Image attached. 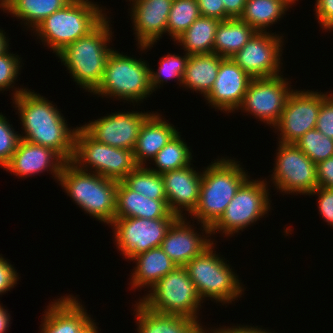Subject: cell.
<instances>
[{
    "label": "cell",
    "instance_id": "obj_18",
    "mask_svg": "<svg viewBox=\"0 0 333 333\" xmlns=\"http://www.w3.org/2000/svg\"><path fill=\"white\" fill-rule=\"evenodd\" d=\"M172 3L173 0H132L130 16L136 31L135 38L142 51L153 47L156 40L167 33Z\"/></svg>",
    "mask_w": 333,
    "mask_h": 333
},
{
    "label": "cell",
    "instance_id": "obj_34",
    "mask_svg": "<svg viewBox=\"0 0 333 333\" xmlns=\"http://www.w3.org/2000/svg\"><path fill=\"white\" fill-rule=\"evenodd\" d=\"M197 0H173L167 33L175 40L200 17Z\"/></svg>",
    "mask_w": 333,
    "mask_h": 333
},
{
    "label": "cell",
    "instance_id": "obj_41",
    "mask_svg": "<svg viewBox=\"0 0 333 333\" xmlns=\"http://www.w3.org/2000/svg\"><path fill=\"white\" fill-rule=\"evenodd\" d=\"M201 16L215 18L220 21L230 19L226 14L222 0H197Z\"/></svg>",
    "mask_w": 333,
    "mask_h": 333
},
{
    "label": "cell",
    "instance_id": "obj_8",
    "mask_svg": "<svg viewBox=\"0 0 333 333\" xmlns=\"http://www.w3.org/2000/svg\"><path fill=\"white\" fill-rule=\"evenodd\" d=\"M149 292L139 299L148 309L198 319L199 307L203 302L185 267L177 266L154 284Z\"/></svg>",
    "mask_w": 333,
    "mask_h": 333
},
{
    "label": "cell",
    "instance_id": "obj_15",
    "mask_svg": "<svg viewBox=\"0 0 333 333\" xmlns=\"http://www.w3.org/2000/svg\"><path fill=\"white\" fill-rule=\"evenodd\" d=\"M283 36L268 32H256L254 36L231 58L251 78L275 77L281 71ZM281 62V63H280Z\"/></svg>",
    "mask_w": 333,
    "mask_h": 333
},
{
    "label": "cell",
    "instance_id": "obj_50",
    "mask_svg": "<svg viewBox=\"0 0 333 333\" xmlns=\"http://www.w3.org/2000/svg\"><path fill=\"white\" fill-rule=\"evenodd\" d=\"M12 1L14 0H0V8L4 10Z\"/></svg>",
    "mask_w": 333,
    "mask_h": 333
},
{
    "label": "cell",
    "instance_id": "obj_12",
    "mask_svg": "<svg viewBox=\"0 0 333 333\" xmlns=\"http://www.w3.org/2000/svg\"><path fill=\"white\" fill-rule=\"evenodd\" d=\"M178 218H115L110 224L115 235V244L125 259L160 247L171 225Z\"/></svg>",
    "mask_w": 333,
    "mask_h": 333
},
{
    "label": "cell",
    "instance_id": "obj_11",
    "mask_svg": "<svg viewBox=\"0 0 333 333\" xmlns=\"http://www.w3.org/2000/svg\"><path fill=\"white\" fill-rule=\"evenodd\" d=\"M271 181L283 193L310 195L317 187L316 164L294 143L278 142Z\"/></svg>",
    "mask_w": 333,
    "mask_h": 333
},
{
    "label": "cell",
    "instance_id": "obj_47",
    "mask_svg": "<svg viewBox=\"0 0 333 333\" xmlns=\"http://www.w3.org/2000/svg\"><path fill=\"white\" fill-rule=\"evenodd\" d=\"M10 314L0 304V333H6L10 324Z\"/></svg>",
    "mask_w": 333,
    "mask_h": 333
},
{
    "label": "cell",
    "instance_id": "obj_14",
    "mask_svg": "<svg viewBox=\"0 0 333 333\" xmlns=\"http://www.w3.org/2000/svg\"><path fill=\"white\" fill-rule=\"evenodd\" d=\"M327 96V93L317 91L293 90L274 125L275 130L281 132L278 142L295 144L306 132L314 129L321 104Z\"/></svg>",
    "mask_w": 333,
    "mask_h": 333
},
{
    "label": "cell",
    "instance_id": "obj_6",
    "mask_svg": "<svg viewBox=\"0 0 333 333\" xmlns=\"http://www.w3.org/2000/svg\"><path fill=\"white\" fill-rule=\"evenodd\" d=\"M211 243L198 256L194 257L184 267L202 300L209 298L220 303H232L240 298L244 288L238 276L227 264L225 258H220ZM214 252V253H213Z\"/></svg>",
    "mask_w": 333,
    "mask_h": 333
},
{
    "label": "cell",
    "instance_id": "obj_7",
    "mask_svg": "<svg viewBox=\"0 0 333 333\" xmlns=\"http://www.w3.org/2000/svg\"><path fill=\"white\" fill-rule=\"evenodd\" d=\"M149 72V63L145 60H137L112 50L102 80L93 95H102V98L113 96L118 100L139 103L153 93Z\"/></svg>",
    "mask_w": 333,
    "mask_h": 333
},
{
    "label": "cell",
    "instance_id": "obj_5",
    "mask_svg": "<svg viewBox=\"0 0 333 333\" xmlns=\"http://www.w3.org/2000/svg\"><path fill=\"white\" fill-rule=\"evenodd\" d=\"M88 0H72L64 8L45 18L34 29L44 45L56 55L70 43L91 32L107 15Z\"/></svg>",
    "mask_w": 333,
    "mask_h": 333
},
{
    "label": "cell",
    "instance_id": "obj_44",
    "mask_svg": "<svg viewBox=\"0 0 333 333\" xmlns=\"http://www.w3.org/2000/svg\"><path fill=\"white\" fill-rule=\"evenodd\" d=\"M318 187L333 189V156L316 165Z\"/></svg>",
    "mask_w": 333,
    "mask_h": 333
},
{
    "label": "cell",
    "instance_id": "obj_48",
    "mask_svg": "<svg viewBox=\"0 0 333 333\" xmlns=\"http://www.w3.org/2000/svg\"><path fill=\"white\" fill-rule=\"evenodd\" d=\"M4 30L0 29V54L5 52L7 49L9 50L8 38L5 36Z\"/></svg>",
    "mask_w": 333,
    "mask_h": 333
},
{
    "label": "cell",
    "instance_id": "obj_22",
    "mask_svg": "<svg viewBox=\"0 0 333 333\" xmlns=\"http://www.w3.org/2000/svg\"><path fill=\"white\" fill-rule=\"evenodd\" d=\"M186 220L185 217H179L171 225L160 245L176 266L180 267H184L214 242L208 238L211 235L201 236V234H197L192 228L193 225H189Z\"/></svg>",
    "mask_w": 333,
    "mask_h": 333
},
{
    "label": "cell",
    "instance_id": "obj_42",
    "mask_svg": "<svg viewBox=\"0 0 333 333\" xmlns=\"http://www.w3.org/2000/svg\"><path fill=\"white\" fill-rule=\"evenodd\" d=\"M0 255V295L16 286L19 279L14 267Z\"/></svg>",
    "mask_w": 333,
    "mask_h": 333
},
{
    "label": "cell",
    "instance_id": "obj_30",
    "mask_svg": "<svg viewBox=\"0 0 333 333\" xmlns=\"http://www.w3.org/2000/svg\"><path fill=\"white\" fill-rule=\"evenodd\" d=\"M220 20L200 16L175 41L189 55L213 53L215 34Z\"/></svg>",
    "mask_w": 333,
    "mask_h": 333
},
{
    "label": "cell",
    "instance_id": "obj_37",
    "mask_svg": "<svg viewBox=\"0 0 333 333\" xmlns=\"http://www.w3.org/2000/svg\"><path fill=\"white\" fill-rule=\"evenodd\" d=\"M17 133L6 116L0 113V167L4 168L16 151L20 141V134Z\"/></svg>",
    "mask_w": 333,
    "mask_h": 333
},
{
    "label": "cell",
    "instance_id": "obj_38",
    "mask_svg": "<svg viewBox=\"0 0 333 333\" xmlns=\"http://www.w3.org/2000/svg\"><path fill=\"white\" fill-rule=\"evenodd\" d=\"M20 60L19 56L9 53L8 50L0 54V91L14 87V81L22 67Z\"/></svg>",
    "mask_w": 333,
    "mask_h": 333
},
{
    "label": "cell",
    "instance_id": "obj_49",
    "mask_svg": "<svg viewBox=\"0 0 333 333\" xmlns=\"http://www.w3.org/2000/svg\"><path fill=\"white\" fill-rule=\"evenodd\" d=\"M83 333H98L96 323L93 322Z\"/></svg>",
    "mask_w": 333,
    "mask_h": 333
},
{
    "label": "cell",
    "instance_id": "obj_39",
    "mask_svg": "<svg viewBox=\"0 0 333 333\" xmlns=\"http://www.w3.org/2000/svg\"><path fill=\"white\" fill-rule=\"evenodd\" d=\"M315 128L325 136L333 139V93L323 100Z\"/></svg>",
    "mask_w": 333,
    "mask_h": 333
},
{
    "label": "cell",
    "instance_id": "obj_29",
    "mask_svg": "<svg viewBox=\"0 0 333 333\" xmlns=\"http://www.w3.org/2000/svg\"><path fill=\"white\" fill-rule=\"evenodd\" d=\"M295 1L298 0H247L239 18L257 32H267V27L282 18Z\"/></svg>",
    "mask_w": 333,
    "mask_h": 333
},
{
    "label": "cell",
    "instance_id": "obj_16",
    "mask_svg": "<svg viewBox=\"0 0 333 333\" xmlns=\"http://www.w3.org/2000/svg\"><path fill=\"white\" fill-rule=\"evenodd\" d=\"M151 112H116L81 127L96 141L108 146L134 150L137 137Z\"/></svg>",
    "mask_w": 333,
    "mask_h": 333
},
{
    "label": "cell",
    "instance_id": "obj_46",
    "mask_svg": "<svg viewBox=\"0 0 333 333\" xmlns=\"http://www.w3.org/2000/svg\"><path fill=\"white\" fill-rule=\"evenodd\" d=\"M214 331L216 333H272V332H268L266 330H262V328H258V326L256 327H252V326H232V328L228 327L226 328V326L224 328H214Z\"/></svg>",
    "mask_w": 333,
    "mask_h": 333
},
{
    "label": "cell",
    "instance_id": "obj_32",
    "mask_svg": "<svg viewBox=\"0 0 333 333\" xmlns=\"http://www.w3.org/2000/svg\"><path fill=\"white\" fill-rule=\"evenodd\" d=\"M178 132L152 159L157 168L151 171L163 174L168 171L182 169L191 164L192 153L190 147L181 139Z\"/></svg>",
    "mask_w": 333,
    "mask_h": 333
},
{
    "label": "cell",
    "instance_id": "obj_25",
    "mask_svg": "<svg viewBox=\"0 0 333 333\" xmlns=\"http://www.w3.org/2000/svg\"><path fill=\"white\" fill-rule=\"evenodd\" d=\"M136 305H134L136 307L134 311L138 333H203L205 331L199 320L157 313L145 307L140 301Z\"/></svg>",
    "mask_w": 333,
    "mask_h": 333
},
{
    "label": "cell",
    "instance_id": "obj_1",
    "mask_svg": "<svg viewBox=\"0 0 333 333\" xmlns=\"http://www.w3.org/2000/svg\"><path fill=\"white\" fill-rule=\"evenodd\" d=\"M13 89L12 100L25 134H20V139L49 147L71 162L78 127L70 129L61 111L47 98L26 88Z\"/></svg>",
    "mask_w": 333,
    "mask_h": 333
},
{
    "label": "cell",
    "instance_id": "obj_51",
    "mask_svg": "<svg viewBox=\"0 0 333 333\" xmlns=\"http://www.w3.org/2000/svg\"><path fill=\"white\" fill-rule=\"evenodd\" d=\"M205 329V331L203 332V333H210L208 330H206V328H204ZM210 331H211V333H216L215 331H214V329H210ZM213 331V332H212Z\"/></svg>",
    "mask_w": 333,
    "mask_h": 333
},
{
    "label": "cell",
    "instance_id": "obj_27",
    "mask_svg": "<svg viewBox=\"0 0 333 333\" xmlns=\"http://www.w3.org/2000/svg\"><path fill=\"white\" fill-rule=\"evenodd\" d=\"M224 58L216 53L190 55L182 85L206 97L216 80L220 62Z\"/></svg>",
    "mask_w": 333,
    "mask_h": 333
},
{
    "label": "cell",
    "instance_id": "obj_33",
    "mask_svg": "<svg viewBox=\"0 0 333 333\" xmlns=\"http://www.w3.org/2000/svg\"><path fill=\"white\" fill-rule=\"evenodd\" d=\"M130 189L153 200H166L162 175L147 166H137L123 180Z\"/></svg>",
    "mask_w": 333,
    "mask_h": 333
},
{
    "label": "cell",
    "instance_id": "obj_9",
    "mask_svg": "<svg viewBox=\"0 0 333 333\" xmlns=\"http://www.w3.org/2000/svg\"><path fill=\"white\" fill-rule=\"evenodd\" d=\"M71 163L82 171L88 172L89 169V172L116 181H122L138 166L132 150L98 142L82 127L76 131Z\"/></svg>",
    "mask_w": 333,
    "mask_h": 333
},
{
    "label": "cell",
    "instance_id": "obj_3",
    "mask_svg": "<svg viewBox=\"0 0 333 333\" xmlns=\"http://www.w3.org/2000/svg\"><path fill=\"white\" fill-rule=\"evenodd\" d=\"M108 19L106 16L91 32L70 43L57 54L76 85L90 93L100 84L107 59L113 50L107 46L112 38Z\"/></svg>",
    "mask_w": 333,
    "mask_h": 333
},
{
    "label": "cell",
    "instance_id": "obj_4",
    "mask_svg": "<svg viewBox=\"0 0 333 333\" xmlns=\"http://www.w3.org/2000/svg\"><path fill=\"white\" fill-rule=\"evenodd\" d=\"M58 182L85 213L108 225L113 222L118 181L82 171L71 162H66Z\"/></svg>",
    "mask_w": 333,
    "mask_h": 333
},
{
    "label": "cell",
    "instance_id": "obj_20",
    "mask_svg": "<svg viewBox=\"0 0 333 333\" xmlns=\"http://www.w3.org/2000/svg\"><path fill=\"white\" fill-rule=\"evenodd\" d=\"M192 164L162 175L166 201L171 213L183 217V210L191 215L199 202L202 172H196Z\"/></svg>",
    "mask_w": 333,
    "mask_h": 333
},
{
    "label": "cell",
    "instance_id": "obj_13",
    "mask_svg": "<svg viewBox=\"0 0 333 333\" xmlns=\"http://www.w3.org/2000/svg\"><path fill=\"white\" fill-rule=\"evenodd\" d=\"M287 80L283 78V75L270 78H252L238 109L248 112L261 122L274 127L293 92Z\"/></svg>",
    "mask_w": 333,
    "mask_h": 333
},
{
    "label": "cell",
    "instance_id": "obj_36",
    "mask_svg": "<svg viewBox=\"0 0 333 333\" xmlns=\"http://www.w3.org/2000/svg\"><path fill=\"white\" fill-rule=\"evenodd\" d=\"M295 145L316 165L333 156V139L325 136L316 128L306 132Z\"/></svg>",
    "mask_w": 333,
    "mask_h": 333
},
{
    "label": "cell",
    "instance_id": "obj_45",
    "mask_svg": "<svg viewBox=\"0 0 333 333\" xmlns=\"http://www.w3.org/2000/svg\"><path fill=\"white\" fill-rule=\"evenodd\" d=\"M226 14L230 18H239L243 11L247 0H222Z\"/></svg>",
    "mask_w": 333,
    "mask_h": 333
},
{
    "label": "cell",
    "instance_id": "obj_10",
    "mask_svg": "<svg viewBox=\"0 0 333 333\" xmlns=\"http://www.w3.org/2000/svg\"><path fill=\"white\" fill-rule=\"evenodd\" d=\"M265 180H250L241 185L220 219L210 228V234L225 236L243 231L248 225L264 217L270 210L269 189Z\"/></svg>",
    "mask_w": 333,
    "mask_h": 333
},
{
    "label": "cell",
    "instance_id": "obj_43",
    "mask_svg": "<svg viewBox=\"0 0 333 333\" xmlns=\"http://www.w3.org/2000/svg\"><path fill=\"white\" fill-rule=\"evenodd\" d=\"M315 13L322 29L333 25V0H315Z\"/></svg>",
    "mask_w": 333,
    "mask_h": 333
},
{
    "label": "cell",
    "instance_id": "obj_2",
    "mask_svg": "<svg viewBox=\"0 0 333 333\" xmlns=\"http://www.w3.org/2000/svg\"><path fill=\"white\" fill-rule=\"evenodd\" d=\"M238 161L221 158L211 162L202 172L199 202L191 218L201 223L202 231L210 234V228L220 219L241 185L250 177Z\"/></svg>",
    "mask_w": 333,
    "mask_h": 333
},
{
    "label": "cell",
    "instance_id": "obj_28",
    "mask_svg": "<svg viewBox=\"0 0 333 333\" xmlns=\"http://www.w3.org/2000/svg\"><path fill=\"white\" fill-rule=\"evenodd\" d=\"M257 31L240 18L220 21L213 45V53L231 58L254 36Z\"/></svg>",
    "mask_w": 333,
    "mask_h": 333
},
{
    "label": "cell",
    "instance_id": "obj_40",
    "mask_svg": "<svg viewBox=\"0 0 333 333\" xmlns=\"http://www.w3.org/2000/svg\"><path fill=\"white\" fill-rule=\"evenodd\" d=\"M318 196V209L325 222L333 227V189L317 187L310 195Z\"/></svg>",
    "mask_w": 333,
    "mask_h": 333
},
{
    "label": "cell",
    "instance_id": "obj_17",
    "mask_svg": "<svg viewBox=\"0 0 333 333\" xmlns=\"http://www.w3.org/2000/svg\"><path fill=\"white\" fill-rule=\"evenodd\" d=\"M252 78L232 58H224L212 89L205 97L215 109L228 113L238 110Z\"/></svg>",
    "mask_w": 333,
    "mask_h": 333
},
{
    "label": "cell",
    "instance_id": "obj_19",
    "mask_svg": "<svg viewBox=\"0 0 333 333\" xmlns=\"http://www.w3.org/2000/svg\"><path fill=\"white\" fill-rule=\"evenodd\" d=\"M65 163L66 161L53 149L20 139L16 151L4 169L22 178L35 176L47 170L51 171L54 179L58 181Z\"/></svg>",
    "mask_w": 333,
    "mask_h": 333
},
{
    "label": "cell",
    "instance_id": "obj_21",
    "mask_svg": "<svg viewBox=\"0 0 333 333\" xmlns=\"http://www.w3.org/2000/svg\"><path fill=\"white\" fill-rule=\"evenodd\" d=\"M76 298L61 296L51 302L44 312L40 333H83L95 320Z\"/></svg>",
    "mask_w": 333,
    "mask_h": 333
},
{
    "label": "cell",
    "instance_id": "obj_52",
    "mask_svg": "<svg viewBox=\"0 0 333 333\" xmlns=\"http://www.w3.org/2000/svg\"><path fill=\"white\" fill-rule=\"evenodd\" d=\"M328 30H329V31H330V30H333V25H332V26H330Z\"/></svg>",
    "mask_w": 333,
    "mask_h": 333
},
{
    "label": "cell",
    "instance_id": "obj_35",
    "mask_svg": "<svg viewBox=\"0 0 333 333\" xmlns=\"http://www.w3.org/2000/svg\"><path fill=\"white\" fill-rule=\"evenodd\" d=\"M189 56L190 55L186 52L183 57L180 55L178 56L175 53L172 55L167 54V56H163L160 59V65L156 72L150 68L149 74L152 92L156 91L158 86L160 87L162 83L167 82L173 78H176L175 80H178L177 82H179V86L180 84L182 86L183 76Z\"/></svg>",
    "mask_w": 333,
    "mask_h": 333
},
{
    "label": "cell",
    "instance_id": "obj_23",
    "mask_svg": "<svg viewBox=\"0 0 333 333\" xmlns=\"http://www.w3.org/2000/svg\"><path fill=\"white\" fill-rule=\"evenodd\" d=\"M179 218L171 213L166 200H153L136 193L123 181H118L115 218Z\"/></svg>",
    "mask_w": 333,
    "mask_h": 333
},
{
    "label": "cell",
    "instance_id": "obj_26",
    "mask_svg": "<svg viewBox=\"0 0 333 333\" xmlns=\"http://www.w3.org/2000/svg\"><path fill=\"white\" fill-rule=\"evenodd\" d=\"M137 263L133 269L132 288L153 287L161 278L177 266L161 247L153 248L134 256L130 261Z\"/></svg>",
    "mask_w": 333,
    "mask_h": 333
},
{
    "label": "cell",
    "instance_id": "obj_31",
    "mask_svg": "<svg viewBox=\"0 0 333 333\" xmlns=\"http://www.w3.org/2000/svg\"><path fill=\"white\" fill-rule=\"evenodd\" d=\"M72 0H14L3 11H6L24 22L32 30L45 18L64 8Z\"/></svg>",
    "mask_w": 333,
    "mask_h": 333
},
{
    "label": "cell",
    "instance_id": "obj_24",
    "mask_svg": "<svg viewBox=\"0 0 333 333\" xmlns=\"http://www.w3.org/2000/svg\"><path fill=\"white\" fill-rule=\"evenodd\" d=\"M161 116L162 115H159L157 112H152L140 129L133 150L134 158L138 166H145L146 160H152L178 133L175 126L166 122Z\"/></svg>",
    "mask_w": 333,
    "mask_h": 333
}]
</instances>
